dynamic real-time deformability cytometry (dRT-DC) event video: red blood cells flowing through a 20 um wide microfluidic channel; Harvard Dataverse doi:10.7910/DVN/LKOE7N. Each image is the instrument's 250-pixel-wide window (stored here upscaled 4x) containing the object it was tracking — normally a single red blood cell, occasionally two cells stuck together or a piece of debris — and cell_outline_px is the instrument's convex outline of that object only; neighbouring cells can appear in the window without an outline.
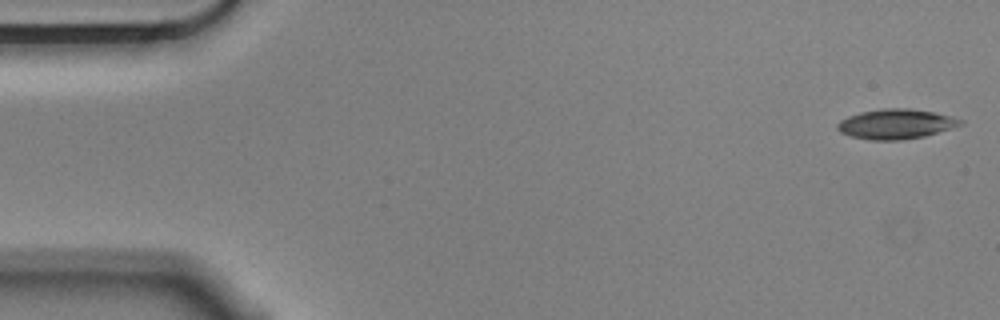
{"species": "Egyptian fruit bat (a non-hibernating species)", "species_latin": "Rousettus aegyptiacus", "temperature_condition": "cold", "stored_images_in_passage": 55, "camera_frame_rate_fps": 3000, "um_per_image_px": 0.085, "animal": {"sex": "male"}, "frame": {"image": 1, "passage_image": 1, "time_ms": 0.0, "image_size_px": [1000, 320], "cell_outline_px": [[964, 124], [924, 136], [900, 140], [872, 140], [852, 136], [840, 132], [836, 128], [836, 124], [840, 120], [848, 116], [860, 112], [884, 108], [908, 108], [932, 112], [952, 116], [964, 120]], "centroid_in_image_um": [76.14, 10.53], "position_along_channel_um": 8.9, "area_um2": 21.33}}
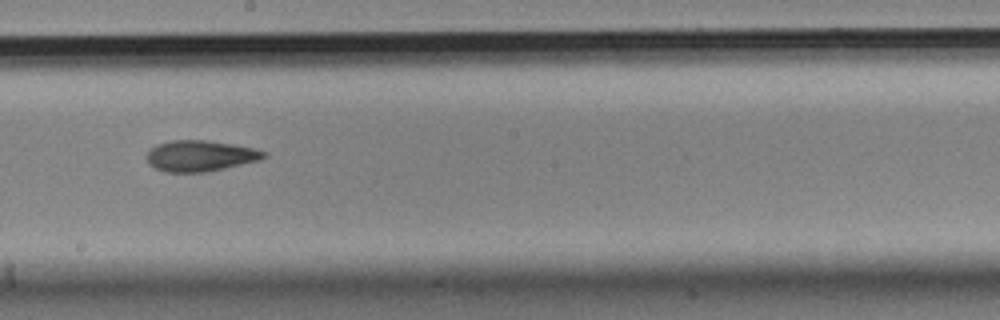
{"frame": {"image": 2, "passage_image": 30, "time_ms": 9.667, "image_size_px": [1000, 320], "cell_outline_px": [[268, 156], [256, 160], [208, 172], [164, 172], [148, 164], [148, 152], [156, 144], [172, 140], [208, 140], [232, 144], [252, 148], [268, 152]], "centroid_in_image_um": [17.0, 13.24], "position_along_channel_um": 231.2, "area_um2": 20.92}}
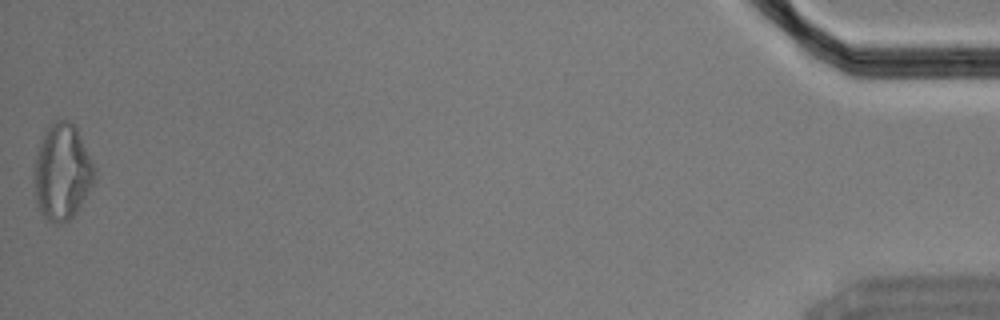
{"frame": {"image": 3, "passage_image": 55, "time_ms": 18.0, "image_size_px": [1000, 320], "cell_outline_px": [[96, 180], [76, 212], [68, 220], [60, 224], [56, 224], [48, 220], [44, 216], [36, 204], [32, 172], [36, 156], [44, 132], [48, 124], [56, 120], [68, 120], [76, 128], [96, 168]], "centroid_in_image_um": [5.27, 14.63], "position_along_channel_um": 429.9, "area_um2": 34.04}, "authors_computed_cell_mechanics": {"area_um2": 21.4438, "velocity_mm_per_s": 3.5616, "shape_relaxation_time_tau1_ms": 8.7806, "shape_relaxation_time_tau2_ms": 4.7867, "deformation_change_tau1": 0.1881, "deformation_change_tau2": 0.129}}